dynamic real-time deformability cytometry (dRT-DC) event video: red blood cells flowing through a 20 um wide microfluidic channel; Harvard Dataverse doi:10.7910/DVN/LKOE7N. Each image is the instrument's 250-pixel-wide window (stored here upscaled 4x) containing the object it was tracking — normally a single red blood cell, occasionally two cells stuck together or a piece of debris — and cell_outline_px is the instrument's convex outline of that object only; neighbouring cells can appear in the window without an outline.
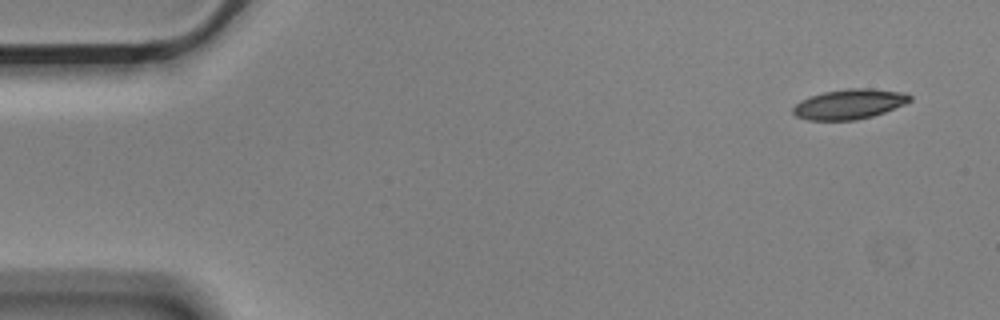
{"species": "Egyptian fruit bat (a non-hibernating species)", "species_latin": "Rousettus aegyptiacus", "temperature_condition": "cold", "stored_images_in_passage": 6, "camera_frame_rate_fps": 3000, "um_per_image_px": 0.085, "animal": {"sex": "male"}, "frame": {"image": 1, "passage_image": 1, "time_ms": 0.0, "image_size_px": [1000, 320], "cell_outline_px": [[912, 100], [904, 104], [884, 112], [872, 116], [856, 120], [808, 120], [796, 116], [792, 112], [792, 108], [800, 100], [824, 92], [848, 88], [872, 88], [904, 92], [912, 96]], "centroid_in_image_um": [72.2, 8.84], "position_along_channel_um": 12.8, "area_um2": 20.4}}
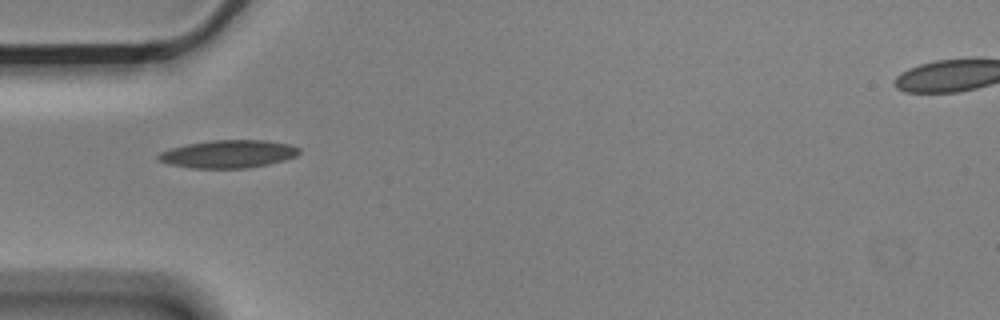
{"frame": {"image": 2, "passage_image": 5, "time_ms": 1.333, "image_size_px": [1000, 320], "cell_outline_px": [[300, 152], [296, 156], [284, 160], [268, 164], [248, 168], [192, 168], [168, 164], [156, 160], [156, 156], [160, 152], [168, 148], [208, 140], [264, 140], [288, 144], [300, 148]], "centroid_in_image_um": [19.36, 13.09], "position_along_channel_um": 65.6, "area_um2": 23.0}}
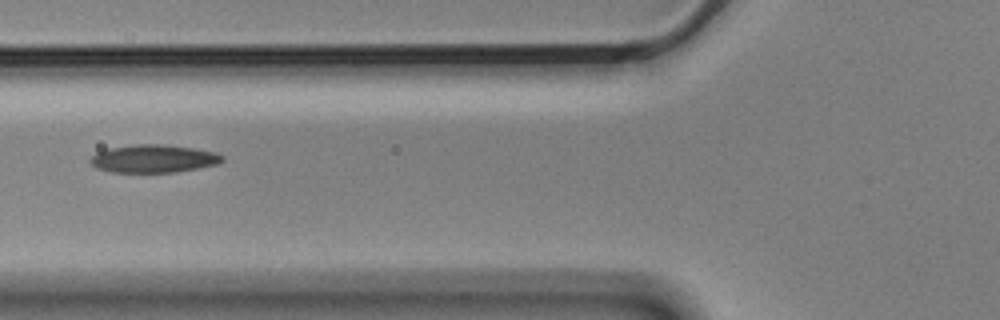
{"frame": {"image": 3, "passage_image": 6, "time_ms": 1.667, "image_size_px": [1000, 320], "cell_outline_px": [[224, 160], [216, 164], [176, 172], [112, 172], [96, 168], [88, 160], [96, 152], [108, 148], [136, 144], [160, 144], [192, 148], [216, 152], [224, 156]], "centroid_in_image_um": [13.02, 13.48], "position_along_channel_um": 112.8, "area_um2": 21.39}}